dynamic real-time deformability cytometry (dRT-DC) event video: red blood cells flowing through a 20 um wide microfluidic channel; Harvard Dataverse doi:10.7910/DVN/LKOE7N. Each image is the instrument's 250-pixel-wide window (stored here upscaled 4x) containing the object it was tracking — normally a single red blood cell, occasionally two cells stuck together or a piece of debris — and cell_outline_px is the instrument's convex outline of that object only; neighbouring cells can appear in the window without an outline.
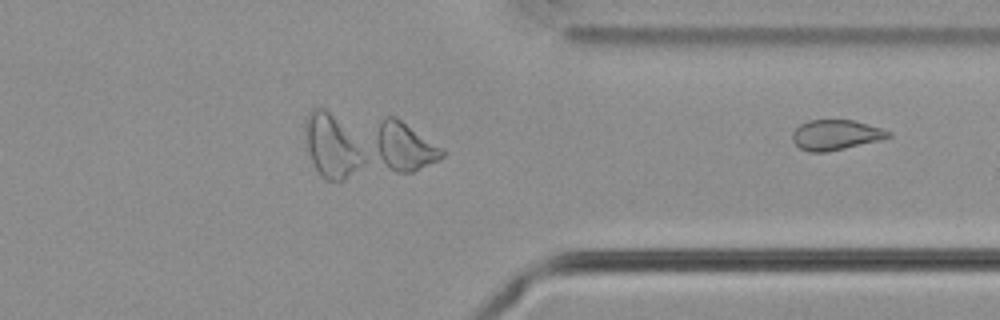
{"species": "common noctule bat (a hibernating species)", "species_latin": "Nyctalus noctula", "temperature_condition": "cold", "stored_images_in_passage": 44, "camera_frame_rate_fps": 3000, "um_per_image_px": 0.085, "animal": {"sex": "male", "body_mass_g": 21.5, "forearm_length_mm": 52.0}, "frame": {"image": 1, "passage_image": 44, "time_ms": 14.333, "image_size_px": [1000, 320], "cell_outline_px": [[892, 136], [828, 152], [808, 152], [800, 148], [792, 140], [792, 132], [800, 124], [808, 120], [856, 120], [892, 132]], "centroid_in_image_um": [70.99, 11.45], "position_along_channel_um": 340.4, "area_um2": 16.7}}